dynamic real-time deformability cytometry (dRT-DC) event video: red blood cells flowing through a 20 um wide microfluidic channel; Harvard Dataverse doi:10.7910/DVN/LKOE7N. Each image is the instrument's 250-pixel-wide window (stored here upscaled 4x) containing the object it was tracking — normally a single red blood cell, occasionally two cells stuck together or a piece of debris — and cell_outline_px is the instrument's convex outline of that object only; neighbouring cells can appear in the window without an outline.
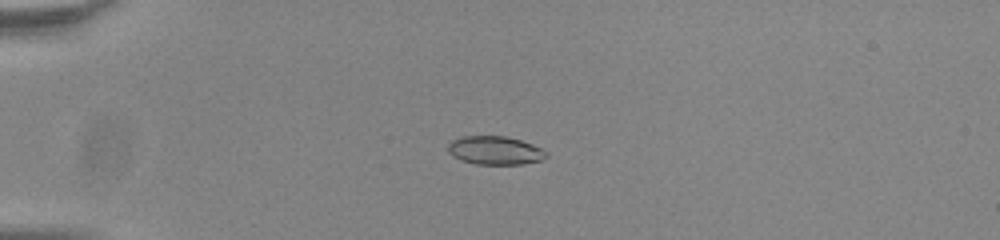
{"species": "common noctule bat (a hibernating species)", "species_latin": "Nyctalus noctula", "temperature_condition": "room temperature", "stored_images_in_passage": 51, "camera_frame_rate_fps": 3000, "um_per_image_px": 0.085, "animal": {"sex": "male", "body_mass_g": 20.0, "forearm_length_mm": 53.3}, "frame": {"image": 1, "passage_image": 11, "time_ms": 3.333, "image_size_px": [1000, 240], "cell_outline_px": [[548, 156], [540, 160], [524, 164], [476, 164], [460, 160], [452, 156], [448, 152], [448, 144], [452, 140], [460, 136], [504, 136], [520, 140], [532, 144], [548, 152]], "centroid_in_image_um": [42.05, 12.79], "position_along_channel_um": 42.9, "area_um2": 16.36}}
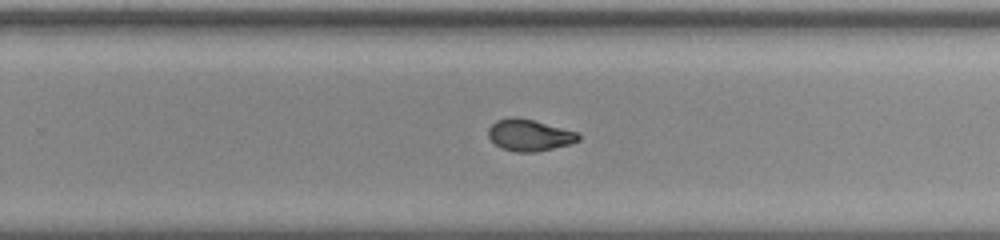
{"frame": {"image": 2, "passage_image": 33, "time_ms": 10.667, "image_size_px": [1000, 240], "cell_outline_px": [[580, 140], [568, 144], [536, 152], [516, 152], [504, 148], [496, 144], [488, 136], [488, 128], [496, 120], [508, 116], [516, 116], [580, 132]], "centroid_in_image_um": [45.0, 11.46], "position_along_channel_um": 284.8, "area_um2": 16.59}}
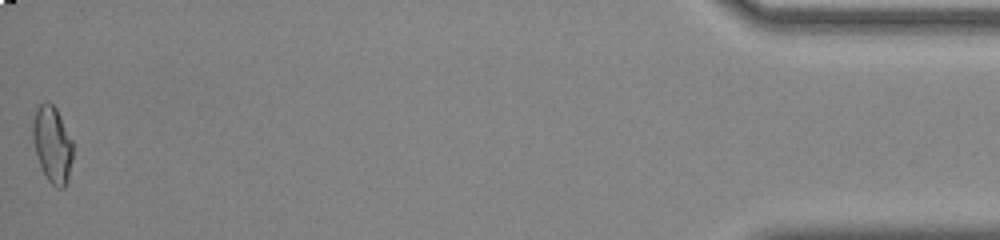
{"frame": {"image": 3, "passage_image": 51, "time_ms": 16.667, "image_size_px": [1000, 240], "cell_outline_px": [[72, 160], [68, 180], [64, 188], [56, 188], [48, 180], [40, 164], [32, 140], [32, 120], [36, 108], [44, 100], [48, 100], [56, 108], [72, 140]], "centroid_in_image_um": [4.44, 12.24], "position_along_channel_um": 430.8, "area_um2": 17.92}, "authors_computed_cell_mechanics": {"area_um2": 16.9932, "velocity_mm_per_s": 3.8393, "shape_relaxation_time_tau1_ms": null, "shape_relaxation_time_tau2_ms": 1.7036, "deformation_change_tau1": null, "deformation_change_tau2": 0.0643}}